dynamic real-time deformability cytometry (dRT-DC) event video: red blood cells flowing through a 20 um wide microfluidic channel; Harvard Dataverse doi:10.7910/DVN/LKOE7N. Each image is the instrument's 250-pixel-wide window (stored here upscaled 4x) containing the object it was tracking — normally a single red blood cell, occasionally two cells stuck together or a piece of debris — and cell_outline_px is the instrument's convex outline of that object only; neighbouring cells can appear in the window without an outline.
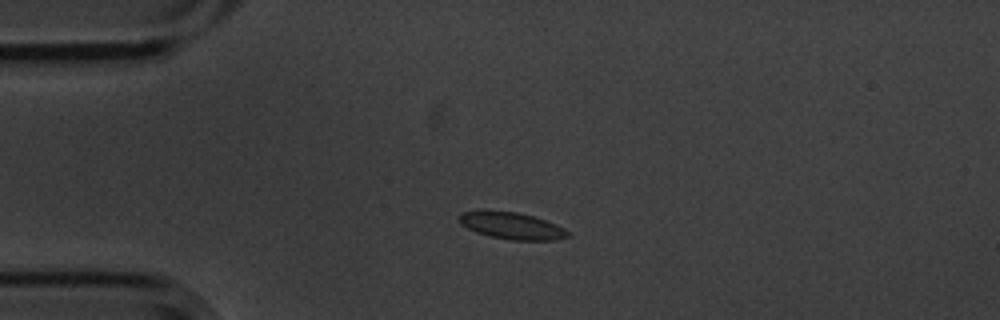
{"species": "common noctule bat (a hibernating species)", "species_latin": "Nyctalus noctula", "temperature_condition": "cold", "stored_images_in_passage": 3, "camera_frame_rate_fps": 3000, "um_per_image_px": 0.085, "animal": {"sex": "male", "body_mass_g": 20.1, "forearm_length_mm": 53.5}, "frame": {"image": 1, "passage_image": 2, "time_ms": 0.333, "image_size_px": [1000, 320], "cell_outline_px": [[568, 236], [556, 240], [512, 240], [488, 236], [476, 232], [460, 224], [456, 220], [456, 216], [460, 212], [516, 212], [532, 216], [544, 220], [564, 228], [568, 232]], "centroid_in_image_um": [43.45, 19.21], "position_along_channel_um": 41.6, "area_um2": 16.65}}